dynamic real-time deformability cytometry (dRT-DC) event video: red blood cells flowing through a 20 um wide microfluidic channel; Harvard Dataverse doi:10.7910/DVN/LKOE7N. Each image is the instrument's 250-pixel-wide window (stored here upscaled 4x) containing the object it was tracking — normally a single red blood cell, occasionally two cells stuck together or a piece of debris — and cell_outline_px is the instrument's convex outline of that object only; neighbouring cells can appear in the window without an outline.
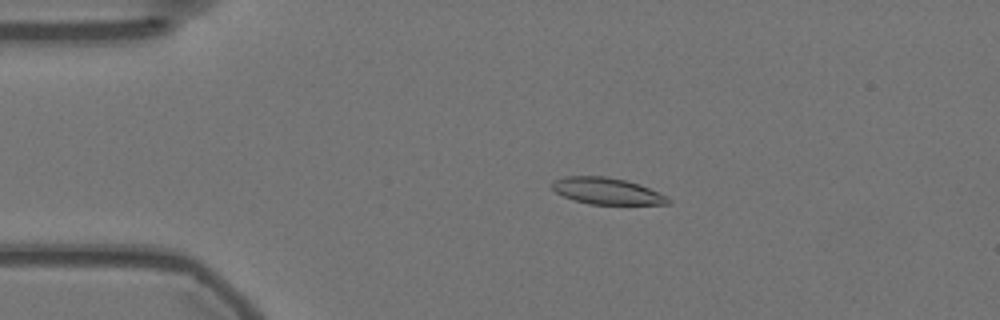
{"species": "Egyptian fruit bat (a non-hibernating species)", "species_latin": "Rousettus aegyptiacus", "temperature_condition": "warm", "stored_images_in_passage": 46, "camera_frame_rate_fps": 3000, "um_per_image_px": 0.085, "animal": {"sex": "female"}, "frame": {"image": 1, "passage_image": 1, "time_ms": 0.0, "image_size_px": [1000, 320], "cell_outline_px": [[672, 200], [668, 204], [588, 204], [564, 196], [556, 192], [552, 188], [552, 180], [564, 176], [604, 176], [624, 180], [640, 184], [668, 196]], "centroid_in_image_um": [51.59, 16.23], "position_along_channel_um": 33.4, "area_um2": 17.92}}
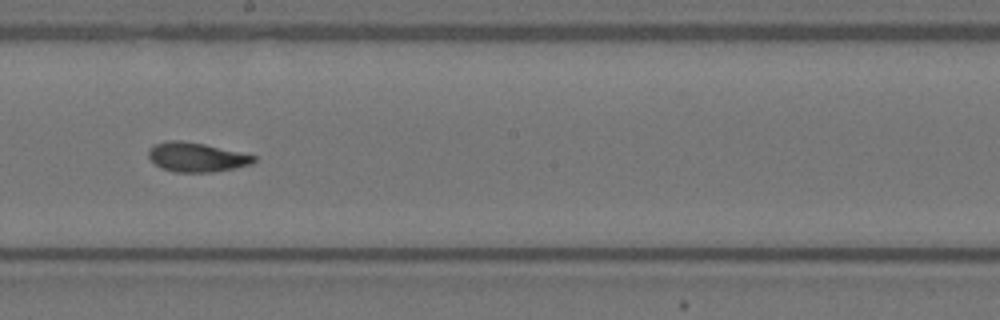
{"frame": {"image": 2, "passage_image": 21, "time_ms": 6.667, "image_size_px": [1000, 320], "cell_outline_px": [[256, 160], [252, 164], [212, 172], [176, 172], [160, 168], [148, 156], [148, 148], [156, 144], [168, 140], [180, 140], [204, 144], [240, 152], [256, 156]], "centroid_in_image_um": [16.68, 13.35], "position_along_channel_um": 231.5, "area_um2": 17.86}}
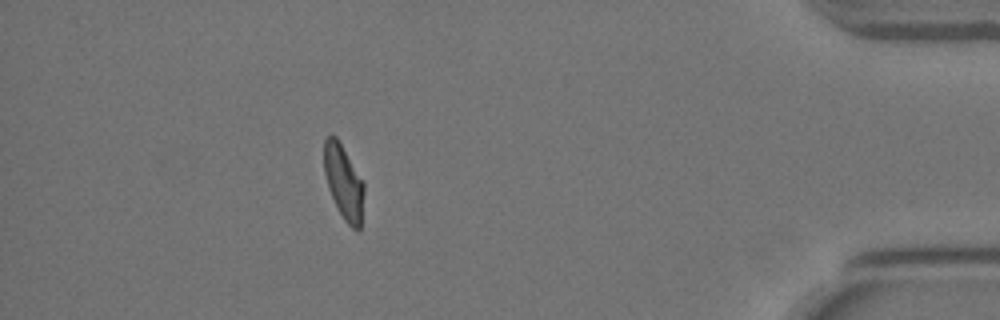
{"frame": {"image": 3, "passage_image": 40, "time_ms": 13.0, "image_size_px": [1000, 320], "cell_outline_px": [[364, 192], [360, 228], [356, 232], [344, 220], [328, 188], [324, 172], [324, 140], [332, 132], [336, 136], [364, 180]], "centroid_in_image_um": [29.22, 15.44], "position_along_channel_um": 406.0, "area_um2": 17.4}, "authors_computed_cell_mechanics": {"area_um2": 17.8313, "velocity_mm_per_s": 3.5702, "shape_relaxation_time_tau1_ms": 6.1704, "shape_relaxation_time_tau2_ms": 2.6819, "deformation_change_tau1": 0.1662, "deformation_change_tau2": 0.0939}}